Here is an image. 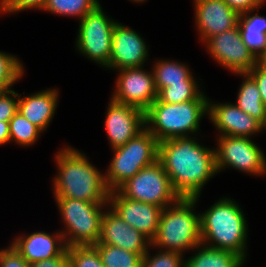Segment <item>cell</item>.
<instances>
[{
	"label": "cell",
	"mask_w": 266,
	"mask_h": 267,
	"mask_svg": "<svg viewBox=\"0 0 266 267\" xmlns=\"http://www.w3.org/2000/svg\"><path fill=\"white\" fill-rule=\"evenodd\" d=\"M196 139L185 136L159 142L158 160L174 190L184 198L200 196L204 185L218 173L215 149Z\"/></svg>",
	"instance_id": "obj_1"
},
{
	"label": "cell",
	"mask_w": 266,
	"mask_h": 267,
	"mask_svg": "<svg viewBox=\"0 0 266 267\" xmlns=\"http://www.w3.org/2000/svg\"><path fill=\"white\" fill-rule=\"evenodd\" d=\"M58 175L54 178V197H67L92 203H108L109 189L104 175L73 147L60 149L55 156Z\"/></svg>",
	"instance_id": "obj_2"
},
{
	"label": "cell",
	"mask_w": 266,
	"mask_h": 267,
	"mask_svg": "<svg viewBox=\"0 0 266 267\" xmlns=\"http://www.w3.org/2000/svg\"><path fill=\"white\" fill-rule=\"evenodd\" d=\"M245 215L238 203L230 198H220L200 214L201 243L233 251L245 261L247 256V230Z\"/></svg>",
	"instance_id": "obj_3"
},
{
	"label": "cell",
	"mask_w": 266,
	"mask_h": 267,
	"mask_svg": "<svg viewBox=\"0 0 266 267\" xmlns=\"http://www.w3.org/2000/svg\"><path fill=\"white\" fill-rule=\"evenodd\" d=\"M208 100L204 92L196 100L179 104L156 99L145 111V127L159 142L198 133L201 119L208 116Z\"/></svg>",
	"instance_id": "obj_4"
},
{
	"label": "cell",
	"mask_w": 266,
	"mask_h": 267,
	"mask_svg": "<svg viewBox=\"0 0 266 267\" xmlns=\"http://www.w3.org/2000/svg\"><path fill=\"white\" fill-rule=\"evenodd\" d=\"M199 197H181L163 209L157 234L151 241L152 249L157 247L183 254L201 243L200 213L194 211Z\"/></svg>",
	"instance_id": "obj_5"
},
{
	"label": "cell",
	"mask_w": 266,
	"mask_h": 267,
	"mask_svg": "<svg viewBox=\"0 0 266 267\" xmlns=\"http://www.w3.org/2000/svg\"><path fill=\"white\" fill-rule=\"evenodd\" d=\"M55 200L65 225V230L60 232L66 246L96 245L100 239L103 209L108 207V203L67 197H55Z\"/></svg>",
	"instance_id": "obj_6"
},
{
	"label": "cell",
	"mask_w": 266,
	"mask_h": 267,
	"mask_svg": "<svg viewBox=\"0 0 266 267\" xmlns=\"http://www.w3.org/2000/svg\"><path fill=\"white\" fill-rule=\"evenodd\" d=\"M112 150L114 156L104 174L110 192L158 160L159 141L145 127L125 145Z\"/></svg>",
	"instance_id": "obj_7"
},
{
	"label": "cell",
	"mask_w": 266,
	"mask_h": 267,
	"mask_svg": "<svg viewBox=\"0 0 266 267\" xmlns=\"http://www.w3.org/2000/svg\"><path fill=\"white\" fill-rule=\"evenodd\" d=\"M117 191L127 199L154 204L163 209L181 198L159 160L141 169Z\"/></svg>",
	"instance_id": "obj_8"
},
{
	"label": "cell",
	"mask_w": 266,
	"mask_h": 267,
	"mask_svg": "<svg viewBox=\"0 0 266 267\" xmlns=\"http://www.w3.org/2000/svg\"><path fill=\"white\" fill-rule=\"evenodd\" d=\"M116 21L109 18L99 4L79 22L77 51L89 60L108 67L112 51V34Z\"/></svg>",
	"instance_id": "obj_9"
},
{
	"label": "cell",
	"mask_w": 266,
	"mask_h": 267,
	"mask_svg": "<svg viewBox=\"0 0 266 267\" xmlns=\"http://www.w3.org/2000/svg\"><path fill=\"white\" fill-rule=\"evenodd\" d=\"M215 149L218 173L226 168H234L248 174H266V158L251 137L219 136Z\"/></svg>",
	"instance_id": "obj_10"
},
{
	"label": "cell",
	"mask_w": 266,
	"mask_h": 267,
	"mask_svg": "<svg viewBox=\"0 0 266 267\" xmlns=\"http://www.w3.org/2000/svg\"><path fill=\"white\" fill-rule=\"evenodd\" d=\"M205 43L210 56L234 74L248 73L257 64V59L243 43L238 27L216 34Z\"/></svg>",
	"instance_id": "obj_11"
},
{
	"label": "cell",
	"mask_w": 266,
	"mask_h": 267,
	"mask_svg": "<svg viewBox=\"0 0 266 267\" xmlns=\"http://www.w3.org/2000/svg\"><path fill=\"white\" fill-rule=\"evenodd\" d=\"M141 67L117 70L116 89L112 99L146 111L157 99L153 72Z\"/></svg>",
	"instance_id": "obj_12"
},
{
	"label": "cell",
	"mask_w": 266,
	"mask_h": 267,
	"mask_svg": "<svg viewBox=\"0 0 266 267\" xmlns=\"http://www.w3.org/2000/svg\"><path fill=\"white\" fill-rule=\"evenodd\" d=\"M108 206L131 227L152 241L158 231L162 207L123 197L117 190L109 193Z\"/></svg>",
	"instance_id": "obj_13"
},
{
	"label": "cell",
	"mask_w": 266,
	"mask_h": 267,
	"mask_svg": "<svg viewBox=\"0 0 266 267\" xmlns=\"http://www.w3.org/2000/svg\"><path fill=\"white\" fill-rule=\"evenodd\" d=\"M104 126L110 146L115 149L145 128V112L110 98Z\"/></svg>",
	"instance_id": "obj_14"
},
{
	"label": "cell",
	"mask_w": 266,
	"mask_h": 267,
	"mask_svg": "<svg viewBox=\"0 0 266 267\" xmlns=\"http://www.w3.org/2000/svg\"><path fill=\"white\" fill-rule=\"evenodd\" d=\"M147 47L138 32L120 22H116L112 34V51L107 68L121 70L143 67L148 59Z\"/></svg>",
	"instance_id": "obj_15"
},
{
	"label": "cell",
	"mask_w": 266,
	"mask_h": 267,
	"mask_svg": "<svg viewBox=\"0 0 266 267\" xmlns=\"http://www.w3.org/2000/svg\"><path fill=\"white\" fill-rule=\"evenodd\" d=\"M196 28L205 43L210 37L237 28L240 13L224 0H194Z\"/></svg>",
	"instance_id": "obj_16"
},
{
	"label": "cell",
	"mask_w": 266,
	"mask_h": 267,
	"mask_svg": "<svg viewBox=\"0 0 266 267\" xmlns=\"http://www.w3.org/2000/svg\"><path fill=\"white\" fill-rule=\"evenodd\" d=\"M106 209L107 212L102 217L99 242L138 253L143 257L152 247L151 241L122 220L110 207Z\"/></svg>",
	"instance_id": "obj_17"
},
{
	"label": "cell",
	"mask_w": 266,
	"mask_h": 267,
	"mask_svg": "<svg viewBox=\"0 0 266 267\" xmlns=\"http://www.w3.org/2000/svg\"><path fill=\"white\" fill-rule=\"evenodd\" d=\"M208 100V115L220 132L219 136L248 137L262 131V123L243 112L234 103H212Z\"/></svg>",
	"instance_id": "obj_18"
},
{
	"label": "cell",
	"mask_w": 266,
	"mask_h": 267,
	"mask_svg": "<svg viewBox=\"0 0 266 267\" xmlns=\"http://www.w3.org/2000/svg\"><path fill=\"white\" fill-rule=\"evenodd\" d=\"M16 237L11 245L30 265L41 260L55 258L67 248L61 232L50 235L39 231Z\"/></svg>",
	"instance_id": "obj_19"
},
{
	"label": "cell",
	"mask_w": 266,
	"mask_h": 267,
	"mask_svg": "<svg viewBox=\"0 0 266 267\" xmlns=\"http://www.w3.org/2000/svg\"><path fill=\"white\" fill-rule=\"evenodd\" d=\"M59 91L45 89L18 99L19 112L42 132L47 129L56 112Z\"/></svg>",
	"instance_id": "obj_20"
},
{
	"label": "cell",
	"mask_w": 266,
	"mask_h": 267,
	"mask_svg": "<svg viewBox=\"0 0 266 267\" xmlns=\"http://www.w3.org/2000/svg\"><path fill=\"white\" fill-rule=\"evenodd\" d=\"M256 9L241 13L238 28L242 41L258 59L266 51V18L262 15H251Z\"/></svg>",
	"instance_id": "obj_21"
},
{
	"label": "cell",
	"mask_w": 266,
	"mask_h": 267,
	"mask_svg": "<svg viewBox=\"0 0 266 267\" xmlns=\"http://www.w3.org/2000/svg\"><path fill=\"white\" fill-rule=\"evenodd\" d=\"M195 255L185 260V267H242L244 259L237 253L225 249L212 248L200 243Z\"/></svg>",
	"instance_id": "obj_22"
},
{
	"label": "cell",
	"mask_w": 266,
	"mask_h": 267,
	"mask_svg": "<svg viewBox=\"0 0 266 267\" xmlns=\"http://www.w3.org/2000/svg\"><path fill=\"white\" fill-rule=\"evenodd\" d=\"M236 75L243 76L244 80L238 91L237 102L234 104L243 112L263 123L266 116V107L261 100L256 82L247 73Z\"/></svg>",
	"instance_id": "obj_23"
},
{
	"label": "cell",
	"mask_w": 266,
	"mask_h": 267,
	"mask_svg": "<svg viewBox=\"0 0 266 267\" xmlns=\"http://www.w3.org/2000/svg\"><path fill=\"white\" fill-rule=\"evenodd\" d=\"M185 63L170 60H158L153 66L154 82L157 92L170 84L183 83V80H196Z\"/></svg>",
	"instance_id": "obj_24"
},
{
	"label": "cell",
	"mask_w": 266,
	"mask_h": 267,
	"mask_svg": "<svg viewBox=\"0 0 266 267\" xmlns=\"http://www.w3.org/2000/svg\"><path fill=\"white\" fill-rule=\"evenodd\" d=\"M94 247L97 249L104 267H141L143 257L138 253L100 242Z\"/></svg>",
	"instance_id": "obj_25"
},
{
	"label": "cell",
	"mask_w": 266,
	"mask_h": 267,
	"mask_svg": "<svg viewBox=\"0 0 266 267\" xmlns=\"http://www.w3.org/2000/svg\"><path fill=\"white\" fill-rule=\"evenodd\" d=\"M99 4V0H46L42 10L61 16L78 17L81 20Z\"/></svg>",
	"instance_id": "obj_26"
},
{
	"label": "cell",
	"mask_w": 266,
	"mask_h": 267,
	"mask_svg": "<svg viewBox=\"0 0 266 267\" xmlns=\"http://www.w3.org/2000/svg\"><path fill=\"white\" fill-rule=\"evenodd\" d=\"M196 80H183V83L170 84L163 88L157 99L160 102L179 104L186 101L196 100L203 93Z\"/></svg>",
	"instance_id": "obj_27"
},
{
	"label": "cell",
	"mask_w": 266,
	"mask_h": 267,
	"mask_svg": "<svg viewBox=\"0 0 266 267\" xmlns=\"http://www.w3.org/2000/svg\"><path fill=\"white\" fill-rule=\"evenodd\" d=\"M10 142L29 147L38 141L42 131L29 122L19 111L9 121Z\"/></svg>",
	"instance_id": "obj_28"
},
{
	"label": "cell",
	"mask_w": 266,
	"mask_h": 267,
	"mask_svg": "<svg viewBox=\"0 0 266 267\" xmlns=\"http://www.w3.org/2000/svg\"><path fill=\"white\" fill-rule=\"evenodd\" d=\"M24 67L14 55L0 51V92L10 90L21 79Z\"/></svg>",
	"instance_id": "obj_29"
},
{
	"label": "cell",
	"mask_w": 266,
	"mask_h": 267,
	"mask_svg": "<svg viewBox=\"0 0 266 267\" xmlns=\"http://www.w3.org/2000/svg\"><path fill=\"white\" fill-rule=\"evenodd\" d=\"M69 267H104L94 246L67 247Z\"/></svg>",
	"instance_id": "obj_30"
},
{
	"label": "cell",
	"mask_w": 266,
	"mask_h": 267,
	"mask_svg": "<svg viewBox=\"0 0 266 267\" xmlns=\"http://www.w3.org/2000/svg\"><path fill=\"white\" fill-rule=\"evenodd\" d=\"M149 250L142 258L141 267H185L183 255L174 251L159 250L150 256Z\"/></svg>",
	"instance_id": "obj_31"
},
{
	"label": "cell",
	"mask_w": 266,
	"mask_h": 267,
	"mask_svg": "<svg viewBox=\"0 0 266 267\" xmlns=\"http://www.w3.org/2000/svg\"><path fill=\"white\" fill-rule=\"evenodd\" d=\"M18 92L13 89L0 92V121L9 122L18 110ZM17 99V100H16Z\"/></svg>",
	"instance_id": "obj_32"
},
{
	"label": "cell",
	"mask_w": 266,
	"mask_h": 267,
	"mask_svg": "<svg viewBox=\"0 0 266 267\" xmlns=\"http://www.w3.org/2000/svg\"><path fill=\"white\" fill-rule=\"evenodd\" d=\"M46 0H0V13H16L23 10H42Z\"/></svg>",
	"instance_id": "obj_33"
},
{
	"label": "cell",
	"mask_w": 266,
	"mask_h": 267,
	"mask_svg": "<svg viewBox=\"0 0 266 267\" xmlns=\"http://www.w3.org/2000/svg\"><path fill=\"white\" fill-rule=\"evenodd\" d=\"M0 267H30V264L10 244L8 248L0 250Z\"/></svg>",
	"instance_id": "obj_34"
},
{
	"label": "cell",
	"mask_w": 266,
	"mask_h": 267,
	"mask_svg": "<svg viewBox=\"0 0 266 267\" xmlns=\"http://www.w3.org/2000/svg\"><path fill=\"white\" fill-rule=\"evenodd\" d=\"M247 74L256 82L261 100L266 107V70L257 63Z\"/></svg>",
	"instance_id": "obj_35"
},
{
	"label": "cell",
	"mask_w": 266,
	"mask_h": 267,
	"mask_svg": "<svg viewBox=\"0 0 266 267\" xmlns=\"http://www.w3.org/2000/svg\"><path fill=\"white\" fill-rule=\"evenodd\" d=\"M236 12L244 13L261 8L266 0H224Z\"/></svg>",
	"instance_id": "obj_36"
},
{
	"label": "cell",
	"mask_w": 266,
	"mask_h": 267,
	"mask_svg": "<svg viewBox=\"0 0 266 267\" xmlns=\"http://www.w3.org/2000/svg\"><path fill=\"white\" fill-rule=\"evenodd\" d=\"M30 267H69L67 248L59 256L35 262Z\"/></svg>",
	"instance_id": "obj_37"
},
{
	"label": "cell",
	"mask_w": 266,
	"mask_h": 267,
	"mask_svg": "<svg viewBox=\"0 0 266 267\" xmlns=\"http://www.w3.org/2000/svg\"><path fill=\"white\" fill-rule=\"evenodd\" d=\"M10 143L9 122L0 121V145Z\"/></svg>",
	"instance_id": "obj_38"
},
{
	"label": "cell",
	"mask_w": 266,
	"mask_h": 267,
	"mask_svg": "<svg viewBox=\"0 0 266 267\" xmlns=\"http://www.w3.org/2000/svg\"><path fill=\"white\" fill-rule=\"evenodd\" d=\"M257 63L266 70V51L257 59Z\"/></svg>",
	"instance_id": "obj_39"
},
{
	"label": "cell",
	"mask_w": 266,
	"mask_h": 267,
	"mask_svg": "<svg viewBox=\"0 0 266 267\" xmlns=\"http://www.w3.org/2000/svg\"><path fill=\"white\" fill-rule=\"evenodd\" d=\"M262 130H266V116H265V121L262 123Z\"/></svg>",
	"instance_id": "obj_40"
},
{
	"label": "cell",
	"mask_w": 266,
	"mask_h": 267,
	"mask_svg": "<svg viewBox=\"0 0 266 267\" xmlns=\"http://www.w3.org/2000/svg\"><path fill=\"white\" fill-rule=\"evenodd\" d=\"M130 1H132V2L134 1V2H136V3H142V2H144V1L146 2V0H130Z\"/></svg>",
	"instance_id": "obj_41"
}]
</instances>
